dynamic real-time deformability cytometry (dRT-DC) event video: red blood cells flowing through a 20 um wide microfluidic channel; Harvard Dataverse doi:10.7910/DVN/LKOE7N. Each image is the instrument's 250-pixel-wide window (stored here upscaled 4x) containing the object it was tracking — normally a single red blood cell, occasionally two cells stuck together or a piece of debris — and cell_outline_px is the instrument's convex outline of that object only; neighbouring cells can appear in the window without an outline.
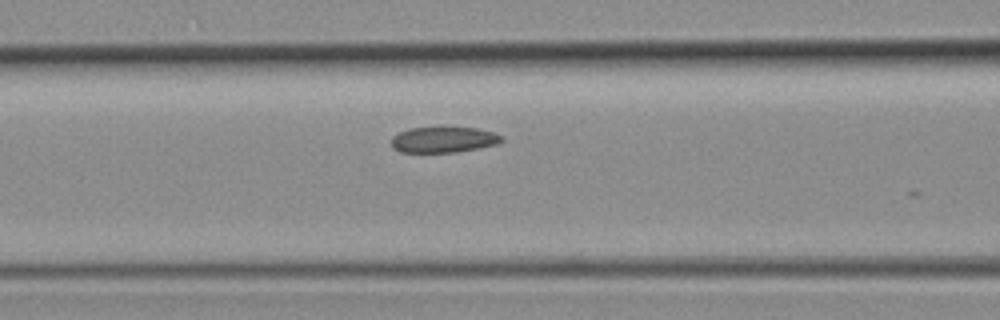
{"species": "common noctule bat (a hibernating species)", "species_latin": "Nyctalus noctula", "temperature_condition": "room temperature", "stored_images_in_passage": 5, "camera_frame_rate_fps": 3000, "um_per_image_px": 0.085, "animal": {"sex": "female", "body_mass_g": 19.3, "forearm_length_mm": 54.1}, "frame": {"image": 1, "passage_image": 5, "time_ms": 1.333, "image_size_px": [1000, 320], "cell_outline_px": [[504, 140], [496, 144], [480, 148], [456, 152], [400, 152], [392, 148], [392, 136], [408, 128], [436, 124], [444, 124], [476, 128], [492, 132], [500, 136]], "centroid_in_image_um": [37.66, 11.81], "position_along_channel_um": 128.9, "area_um2": 17.46}}